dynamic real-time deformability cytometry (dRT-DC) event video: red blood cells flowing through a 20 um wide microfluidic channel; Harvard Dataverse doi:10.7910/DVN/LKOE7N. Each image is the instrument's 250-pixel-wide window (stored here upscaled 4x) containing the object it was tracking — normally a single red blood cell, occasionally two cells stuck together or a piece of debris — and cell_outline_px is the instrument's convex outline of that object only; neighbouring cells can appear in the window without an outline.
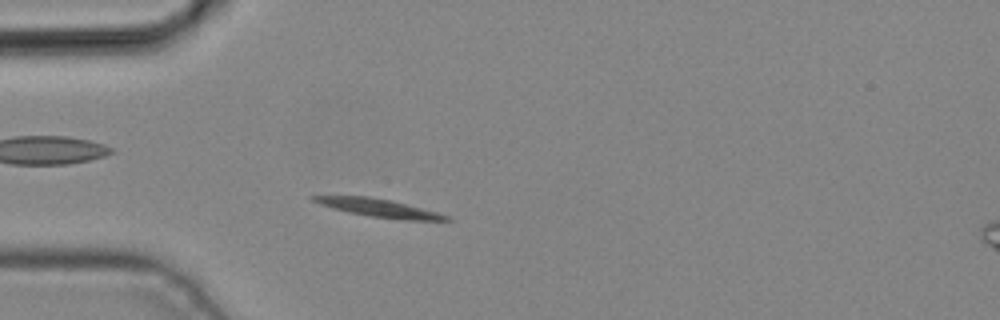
{"species": "common noctule bat (a hibernating species)", "species_latin": "Nyctalus noctula", "temperature_condition": "cold", "stored_images_in_passage": 3, "camera_frame_rate_fps": 3000, "um_per_image_px": 0.085, "animal": {"sex": "male", "body_mass_g": 19.2, "forearm_length_mm": 51.8}, "frame": {"image": 1, "passage_image": 3, "time_ms": 0.667, "image_size_px": [1000, 320], "cell_outline_px": [[452, 220], [404, 220], [372, 216], [348, 212], [332, 208], [320, 204], [312, 200], [308, 196], [368, 196], [392, 200], [436, 212], [448, 216]], "centroid_in_image_um": [32.18, 17.66], "position_along_channel_um": 52.8, "area_um2": 13.7}}